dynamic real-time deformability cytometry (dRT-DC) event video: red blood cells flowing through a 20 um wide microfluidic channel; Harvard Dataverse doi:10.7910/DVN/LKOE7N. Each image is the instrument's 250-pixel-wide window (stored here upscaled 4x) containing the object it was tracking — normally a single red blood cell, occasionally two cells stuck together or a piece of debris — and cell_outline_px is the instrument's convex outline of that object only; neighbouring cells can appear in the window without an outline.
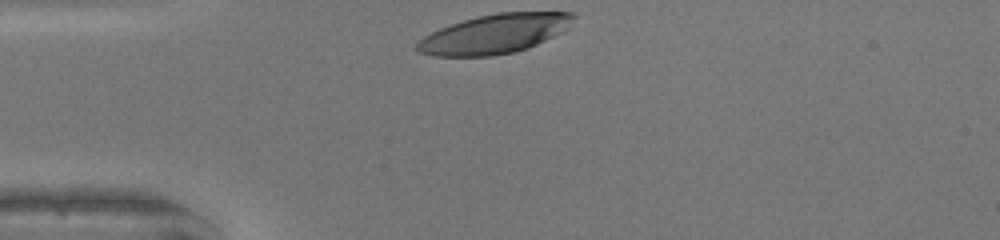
{"species": "human", "species_latin": "Homo sapiens", "temperature_condition": "warm", "stored_images_in_passage": 27, "camera_frame_rate_fps": 3000, "um_per_image_px": 0.085, "donor": {"sex": "female"}, "frame": {"image": 1, "passage_image": 1, "time_ms": 0.0, "image_size_px": [1000, 240], "cell_outline_px": [[576, 16], [560, 32], [528, 48], [512, 52], [492, 56], [432, 56], [416, 52], [412, 48], [424, 36], [440, 28], [464, 20], [480, 16], [500, 12], [572, 12]], "centroid_in_image_um": [41.95, 2.89], "position_along_channel_um": 43.0, "area_um2": 35.32}}
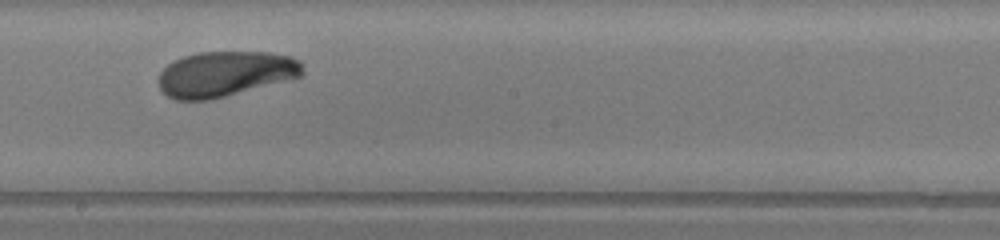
{"frame": {"image": 2, "passage_image": 16, "time_ms": 5.0, "image_size_px": [1000, 240], "cell_outline_px": [[304, 76], [208, 100], [176, 100], [168, 96], [160, 88], [156, 80], [160, 72], [172, 60], [196, 52], [268, 52], [288, 56], [300, 60], [304, 72]], "centroid_in_image_um": [19.12, 6.27], "position_along_channel_um": 229.1, "area_um2": 38.15}}
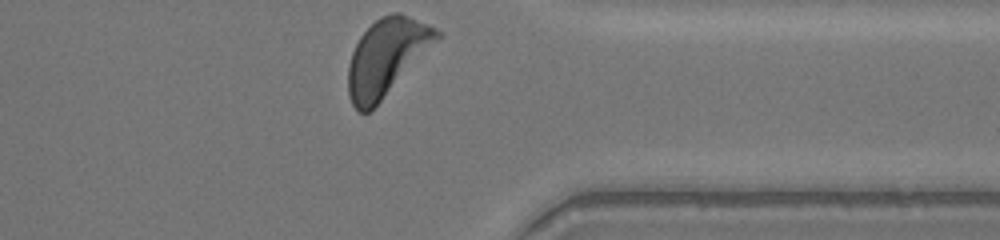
{"frame": {"image": 3, "passage_image": 27, "time_ms": 8.667, "image_size_px": [1000, 240], "cell_outline_px": [[440, 36], [380, 100], [368, 112], [360, 112], [352, 104], [348, 96], [348, 64], [352, 52], [360, 36], [380, 16], [392, 12], [400, 12], [428, 24], [436, 28], [440, 32]], "centroid_in_image_um": [32.81, 4.81], "position_along_channel_um": 378.6, "area_um2": 38.38}, "authors_computed_cell_mechanics": {"area_um2": 38.3792, "velocity_mm_per_s": 4.2557, "shape_relaxation_time_tau1_ms": 2.0503, "shape_relaxation_time_tau2_ms": null, "deformation_change_tau1": 0.1311, "deformation_change_tau2": null}}